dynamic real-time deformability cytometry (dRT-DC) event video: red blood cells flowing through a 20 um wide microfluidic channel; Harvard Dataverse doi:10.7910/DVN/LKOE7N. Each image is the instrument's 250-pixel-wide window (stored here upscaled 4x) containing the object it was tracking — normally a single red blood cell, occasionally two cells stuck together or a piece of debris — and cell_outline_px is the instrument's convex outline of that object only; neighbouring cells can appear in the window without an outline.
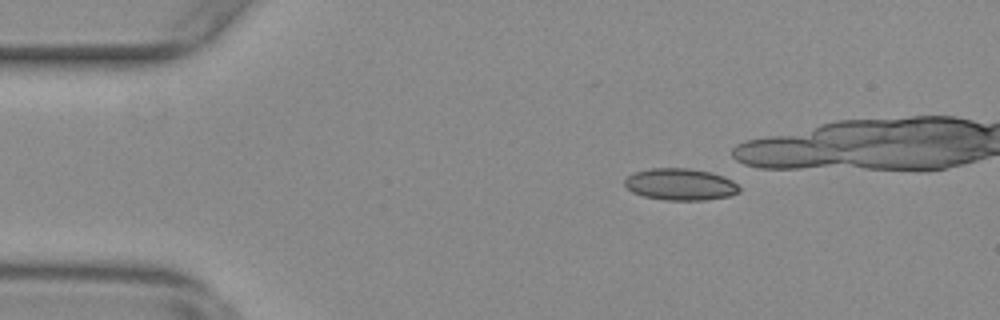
{"species": "common noctule bat (a hibernating species)", "species_latin": "Nyctalus noctula", "temperature_condition": "warm", "stored_images_in_passage": 15, "camera_frame_rate_fps": 3000, "um_per_image_px": 0.085, "animal": {"sex": "female", "body_mass_g": 29.2, "forearm_length_mm": 56.3}, "frame": {"image": 1, "passage_image": 10, "time_ms": 3.0, "image_size_px": [1000, 320], "cell_outline_px": [[740, 192], [728, 196], [704, 200], [668, 200], [644, 196], [632, 192], [624, 184], [624, 180], [628, 176], [636, 172], [652, 168], [688, 168], [712, 172], [724, 176], [732, 180], [740, 188]], "centroid_in_image_um": [57.85, 15.66], "position_along_channel_um": 27.1, "area_um2": 21.15}}